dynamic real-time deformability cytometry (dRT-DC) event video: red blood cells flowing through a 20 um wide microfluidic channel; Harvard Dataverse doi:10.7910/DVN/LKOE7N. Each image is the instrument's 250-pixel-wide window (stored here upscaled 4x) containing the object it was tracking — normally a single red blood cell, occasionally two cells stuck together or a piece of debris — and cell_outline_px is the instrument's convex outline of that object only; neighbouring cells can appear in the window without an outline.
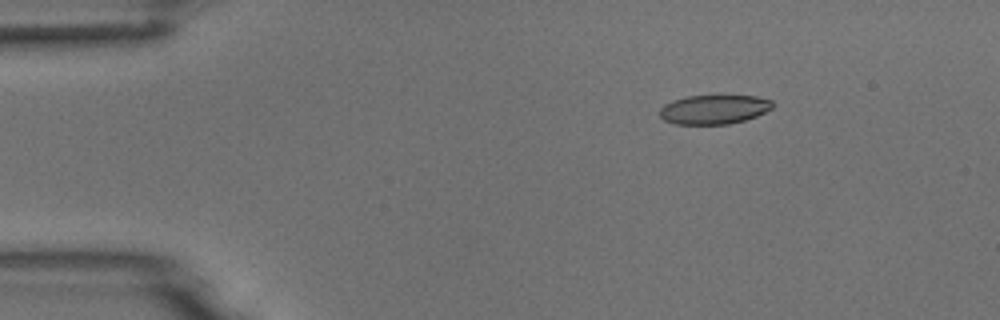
{"species": "common noctule bat (a hibernating species)", "species_latin": "Nyctalus noctula", "temperature_condition": "room temperature", "stored_images_in_passage": 5, "camera_frame_rate_fps": 3000, "um_per_image_px": 0.085, "animal": {"sex": "male", "body_mass_g": 18.8}, "frame": {"image": 1, "passage_image": 3, "time_ms": 2.333, "image_size_px": [1000, 320], "cell_outline_px": [[772, 108], [756, 116], [744, 120], [728, 124], [676, 124], [664, 120], [660, 116], [660, 108], [664, 104], [672, 100], [684, 96], [756, 96], [772, 100]], "centroid_in_image_um": [60.66, 9.3], "position_along_channel_um": 24.3, "area_um2": 19.13}}